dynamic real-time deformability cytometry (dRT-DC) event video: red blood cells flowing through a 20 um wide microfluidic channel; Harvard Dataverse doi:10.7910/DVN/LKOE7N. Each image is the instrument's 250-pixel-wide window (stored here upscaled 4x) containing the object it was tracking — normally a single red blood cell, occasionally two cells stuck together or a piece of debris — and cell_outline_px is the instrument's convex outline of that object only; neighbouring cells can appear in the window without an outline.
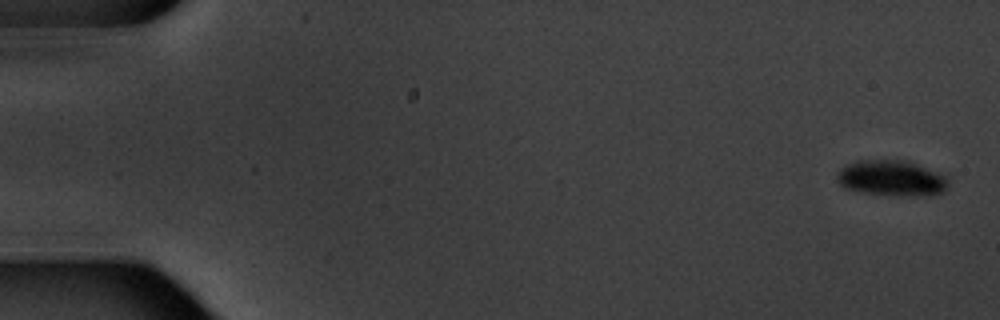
{"species": "common noctule bat (a hibernating species)", "species_latin": "Nyctalus noctula", "temperature_condition": "warm", "stored_images_in_passage": 6, "camera_frame_rate_fps": 3000, "um_per_image_px": 0.085, "animal": {"sex": "male", "body_mass_g": 20.1, "forearm_length_mm": 53.5}, "frame": {"image": 1, "passage_image": 1, "time_ms": 0.0, "image_size_px": [1000, 320], "cell_outline_px": [[948, 184], [944, 192], [860, 192], [844, 188], [840, 184], [836, 176], [840, 168], [848, 164], [868, 160], [904, 160], [936, 172], [944, 176], [948, 180]], "centroid_in_image_um": [75.68, 15.08], "position_along_channel_um": 9.3, "area_um2": 21.33}}
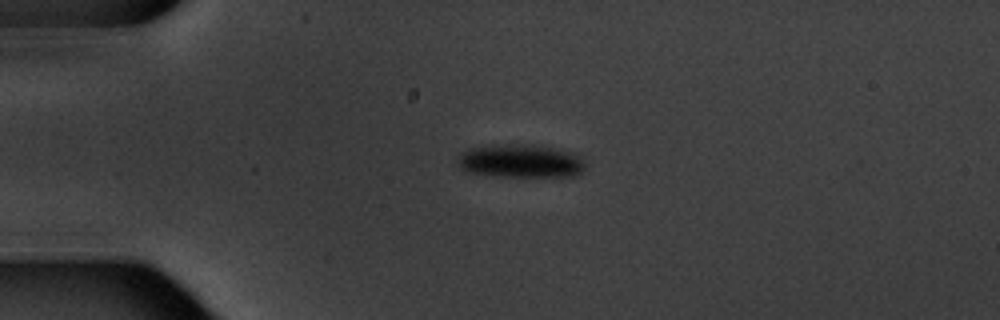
{"frame": {"image": 2, "passage_image": 4, "time_ms": 4.333, "image_size_px": [1000, 320], "cell_outline_px": [[584, 168], [576, 176], [496, 176], [468, 172], [460, 168], [460, 152], [468, 148], [508, 144], [536, 144], [572, 152], [580, 156], [584, 164]], "centroid_in_image_um": [44.27, 13.68], "position_along_channel_um": 40.7, "area_um2": 24.68}}